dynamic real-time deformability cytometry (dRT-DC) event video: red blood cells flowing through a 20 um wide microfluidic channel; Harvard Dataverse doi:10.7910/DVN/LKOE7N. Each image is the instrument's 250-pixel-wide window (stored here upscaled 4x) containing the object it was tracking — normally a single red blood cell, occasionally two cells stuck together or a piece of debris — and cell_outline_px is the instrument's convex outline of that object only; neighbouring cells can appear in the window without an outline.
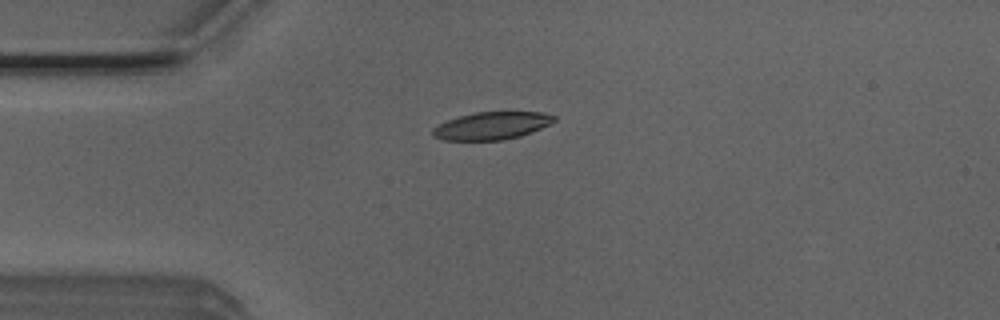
{"species": "Egyptian fruit bat (a non-hibernating species)", "species_latin": "Rousettus aegyptiacus", "temperature_condition": "room temperature", "stored_images_in_passage": 4, "camera_frame_rate_fps": 3000, "um_per_image_px": 0.085, "animal": {"sex": "male"}, "frame": {"image": 1, "passage_image": 1, "time_ms": 0.0, "image_size_px": [1000, 320], "cell_outline_px": [[556, 120], [552, 124], [520, 136], [504, 140], [444, 140], [432, 136], [432, 128], [448, 120], [460, 116], [476, 112], [540, 112], [556, 116]], "centroid_in_image_um": [41.82, 10.69], "position_along_channel_um": 43.2, "area_um2": 19.48}}